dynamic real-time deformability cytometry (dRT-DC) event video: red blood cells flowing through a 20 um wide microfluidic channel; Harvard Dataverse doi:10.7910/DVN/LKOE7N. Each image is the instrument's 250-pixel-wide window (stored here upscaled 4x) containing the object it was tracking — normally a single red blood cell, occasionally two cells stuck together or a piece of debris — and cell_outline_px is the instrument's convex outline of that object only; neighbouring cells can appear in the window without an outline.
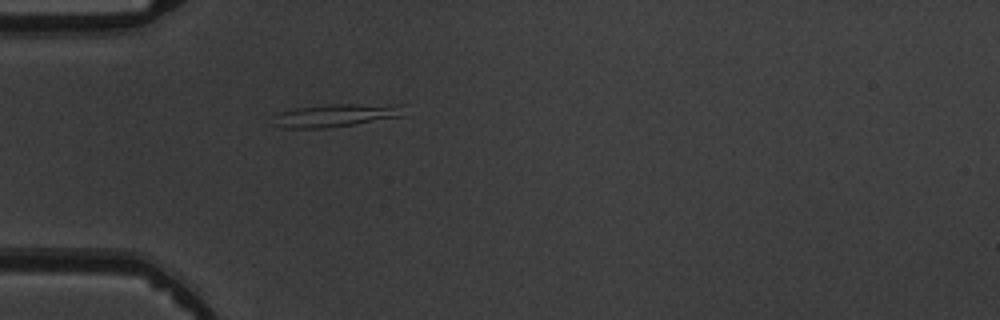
{"species": "common noctule bat (a hibernating species)", "species_latin": "Nyctalus noctula", "temperature_condition": "warm", "stored_images_in_passage": 1, "camera_frame_rate_fps": 3000, "um_per_image_px": 0.085, "animal": {"sex": "male", "body_mass_g": 19.5, "forearm_length_mm": 54.6}, "frame": {"image": 1, "passage_image": 1, "time_ms": 0.0, "image_size_px": [1000, 320], "cell_outline_px": [[408, 104], [404, 116], [352, 124], [324, 128], [284, 128], [276, 124], [276, 116], [280, 112], [296, 108], [332, 104]], "centroid_in_image_um": [28.71, 9.78], "position_along_channel_um": 56.3, "area_um2": 17.34}}